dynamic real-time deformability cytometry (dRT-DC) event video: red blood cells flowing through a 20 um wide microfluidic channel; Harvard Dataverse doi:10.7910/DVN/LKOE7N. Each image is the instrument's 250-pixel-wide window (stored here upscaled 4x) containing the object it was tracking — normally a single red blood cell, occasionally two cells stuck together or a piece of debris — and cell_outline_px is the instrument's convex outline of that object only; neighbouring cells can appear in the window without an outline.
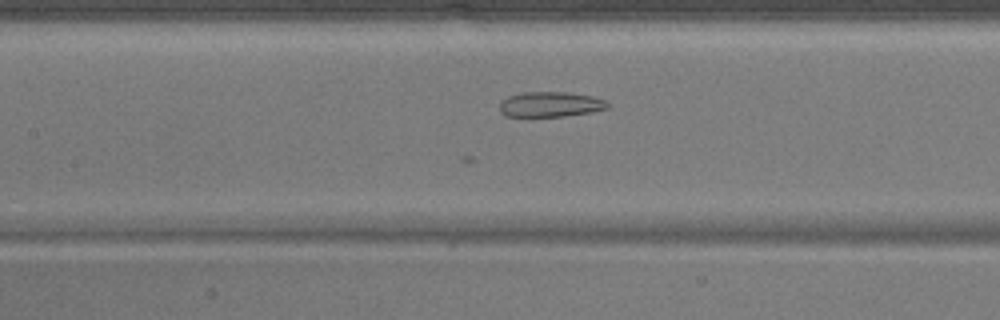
{"species": "common noctule bat (a hibernating species)", "species_latin": "Nyctalus noctula", "temperature_condition": "warm", "stored_images_in_passage": 27, "camera_frame_rate_fps": 3000, "um_per_image_px": 0.085, "animal": {"sex": "male", "body_mass_g": 17.9}, "frame": {"image": 1, "passage_image": 8, "time_ms": 2.333, "image_size_px": [1000, 320], "cell_outline_px": [[612, 104], [608, 108], [592, 112], [564, 116], [504, 116], [500, 112], [500, 100], [508, 96], [520, 92], [564, 92], [592, 96], [608, 100]], "centroid_in_image_um": [46.8, 8.86], "position_along_channel_um": 160.6, "area_um2": 16.07}}
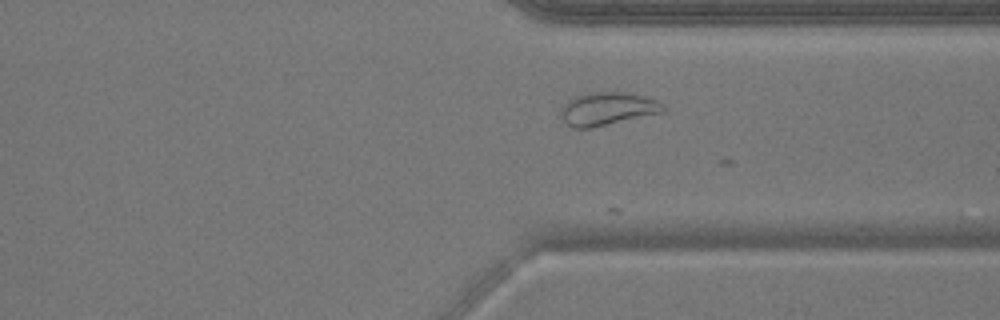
{"frame": {"image": 2, "passage_image": 23, "time_ms": 7.333, "image_size_px": [1000, 320], "cell_outline_px": [[664, 112], [592, 128], [572, 128], [560, 116], [560, 108], [568, 100], [576, 96], [588, 92], [624, 92], [644, 96], [656, 100], [664, 104]], "centroid_in_image_um": [51.62, 9.25], "position_along_channel_um": 359.8, "area_um2": 19.77}}